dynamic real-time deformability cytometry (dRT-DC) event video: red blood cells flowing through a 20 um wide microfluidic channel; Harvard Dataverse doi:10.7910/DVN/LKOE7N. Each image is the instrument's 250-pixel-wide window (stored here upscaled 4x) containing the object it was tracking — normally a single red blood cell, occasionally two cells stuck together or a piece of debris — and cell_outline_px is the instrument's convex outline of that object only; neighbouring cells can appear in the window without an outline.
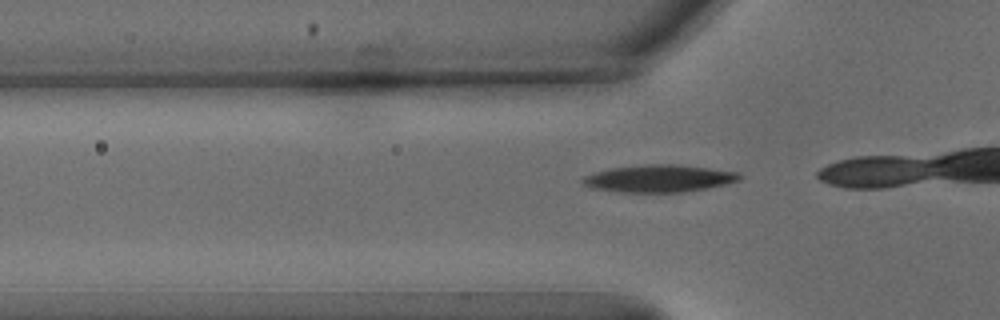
{"species": "common noctule bat (a hibernating species)", "species_latin": "Nyctalus noctula", "temperature_condition": "warm", "stored_images_in_passage": 8, "camera_frame_rate_fps": 3000, "um_per_image_px": 0.085, "animal": {"sex": "male", "body_mass_g": 15.6}, "frame": {"image": 1, "passage_image": 4, "time_ms": 1.0, "image_size_px": [1000, 320], "cell_outline_px": [[744, 176], [740, 180], [728, 184], [708, 188], [680, 192], [620, 192], [592, 188], [584, 184], [580, 180], [584, 176], [596, 172], [612, 168], [648, 164], [680, 164], [736, 172]], "centroid_in_image_um": [56.05, 15.17], "position_along_channel_um": 69.8, "area_um2": 24.91}}